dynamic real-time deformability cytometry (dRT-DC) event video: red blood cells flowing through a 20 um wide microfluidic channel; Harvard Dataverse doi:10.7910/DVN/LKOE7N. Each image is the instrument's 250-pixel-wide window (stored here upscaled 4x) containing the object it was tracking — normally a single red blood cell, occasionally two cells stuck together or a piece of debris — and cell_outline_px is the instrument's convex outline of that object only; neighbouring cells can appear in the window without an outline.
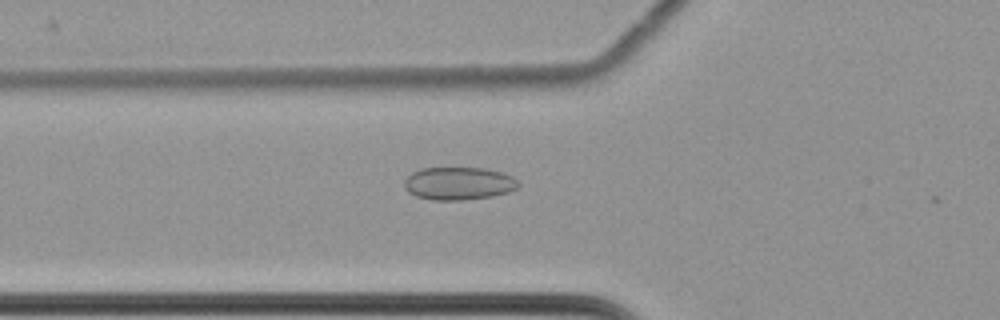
{"species": "common noctule bat (a hibernating species)", "species_latin": "Nyctalus noctula", "temperature_condition": "cold", "stored_images_in_passage": 4, "camera_frame_rate_fps": 3000, "um_per_image_px": 0.085, "animal": {"sex": "female", "body_mass_g": 22.7, "forearm_length_mm": 54.2}, "frame": {"image": 1, "passage_image": 2, "time_ms": 0.333, "image_size_px": [1000, 320], "cell_outline_px": [[520, 184], [516, 188], [508, 192], [492, 196], [464, 200], [432, 200], [416, 196], [408, 192], [404, 188], [404, 180], [412, 172], [420, 168], [484, 168], [500, 172], [512, 176]], "centroid_in_image_um": [38.95, 15.59], "position_along_channel_um": 86.8, "area_um2": 21.85}}